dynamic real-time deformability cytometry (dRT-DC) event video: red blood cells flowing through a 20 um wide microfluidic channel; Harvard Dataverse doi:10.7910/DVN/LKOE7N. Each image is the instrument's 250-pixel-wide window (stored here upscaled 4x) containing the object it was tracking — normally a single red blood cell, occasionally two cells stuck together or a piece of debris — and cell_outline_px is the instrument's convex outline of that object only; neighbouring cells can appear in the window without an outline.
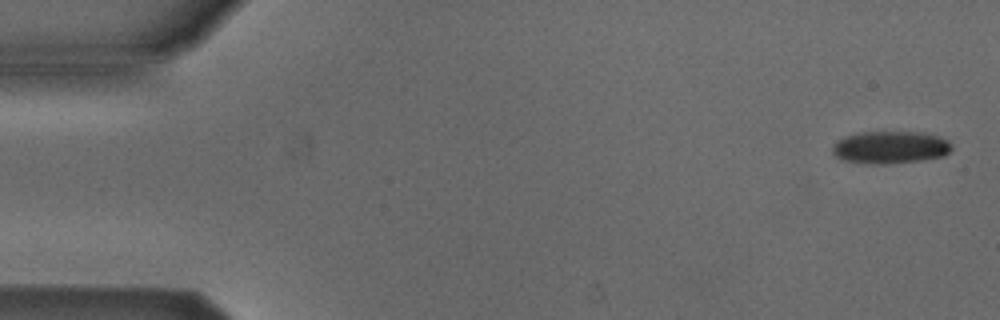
{"species": "Egyptian fruit bat (a non-hibernating species)", "species_latin": "Rousettus aegyptiacus", "temperature_condition": "cold", "stored_images_in_passage": 11, "camera_frame_rate_fps": 3000, "um_per_image_px": 0.085, "animal": {"sex": "male"}, "frame": {"image": 1, "passage_image": 2, "time_ms": 0.333, "image_size_px": [1000, 320], "cell_outline_px": [[952, 148], [944, 156], [924, 160], [888, 164], [864, 164], [840, 160], [832, 152], [832, 144], [836, 140], [860, 132], [924, 132], [948, 140]], "centroid_in_image_um": [75.64, 12.54], "position_along_channel_um": 9.4, "area_um2": 22.83}}